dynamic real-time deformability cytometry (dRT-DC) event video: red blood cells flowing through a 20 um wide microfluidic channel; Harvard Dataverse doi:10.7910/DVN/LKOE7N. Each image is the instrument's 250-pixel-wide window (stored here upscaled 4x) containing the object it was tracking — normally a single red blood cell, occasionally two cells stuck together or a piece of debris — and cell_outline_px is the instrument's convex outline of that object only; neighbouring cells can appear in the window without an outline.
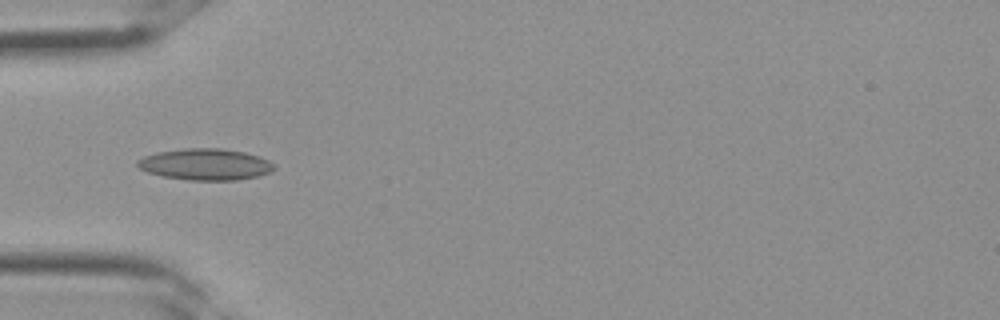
{"species": "Egyptian fruit bat (a non-hibernating species)", "species_latin": "Rousettus aegyptiacus", "temperature_condition": "room temperature", "stored_images_in_passage": 25, "camera_frame_rate_fps": 3000, "um_per_image_px": 0.085, "frame": {"image": 1, "passage_image": 1, "time_ms": 0.0, "image_size_px": [1000, 320], "cell_outline_px": [[276, 168], [272, 172], [256, 176], [236, 180], [188, 180], [164, 176], [148, 172], [140, 168], [136, 164], [136, 160], [144, 156], [156, 152], [184, 148], [220, 148], [244, 152], [260, 156], [268, 160]], "centroid_in_image_um": [17.46, 13.96], "position_along_channel_um": 67.5, "area_um2": 25.03}}
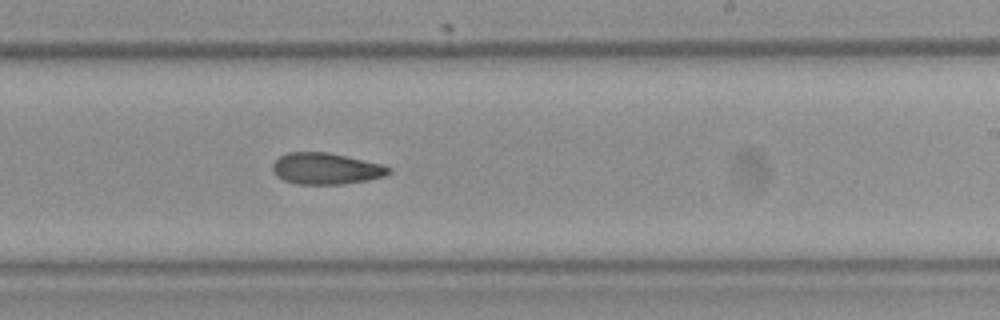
{"frame": {"image": 2, "passage_image": 11, "time_ms": 3.333, "image_size_px": [1000, 320], "cell_outline_px": [[392, 172], [384, 176], [368, 180], [340, 184], [296, 184], [284, 180], [276, 176], [272, 172], [272, 164], [280, 156], [288, 152], [328, 152], [384, 164], [392, 168]], "centroid_in_image_um": [27.72, 14.33], "position_along_channel_um": 261.3, "area_um2": 21.44}}
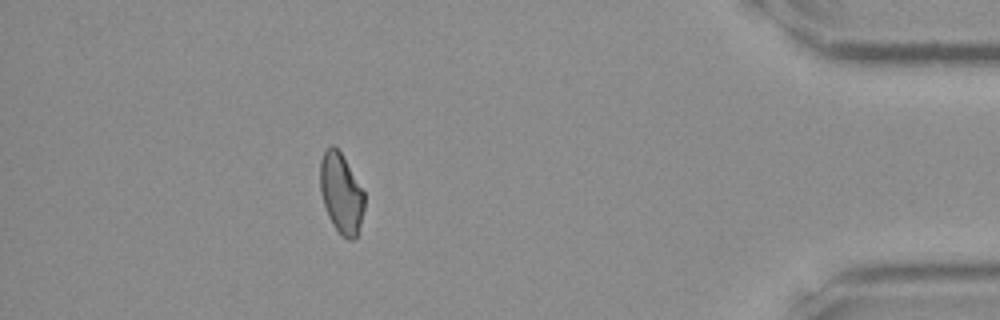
{"frame": {"image": 3, "passage_image": 21, "time_ms": 6.667, "image_size_px": [1000, 320], "cell_outline_px": [[364, 208], [360, 224], [356, 236], [352, 240], [348, 240], [340, 236], [332, 224], [328, 216], [320, 192], [320, 160], [324, 152], [332, 144], [340, 152], [364, 192]], "centroid_in_image_um": [28.98, 16.47], "position_along_channel_um": 406.2, "area_um2": 20.46}}